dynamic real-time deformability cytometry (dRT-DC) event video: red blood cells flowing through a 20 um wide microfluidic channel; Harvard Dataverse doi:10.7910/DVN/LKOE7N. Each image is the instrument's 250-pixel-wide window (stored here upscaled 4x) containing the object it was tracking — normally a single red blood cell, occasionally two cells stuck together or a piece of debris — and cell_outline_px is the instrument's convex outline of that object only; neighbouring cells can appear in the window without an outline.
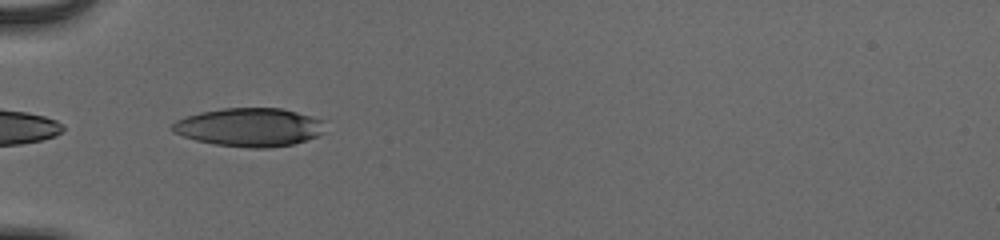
{"species": "human", "species_latin": "Homo sapiens", "temperature_condition": "cold", "stored_images_in_passage": 36, "camera_frame_rate_fps": 3000, "um_per_image_px": 0.085, "donor": {"sex": "male"}, "frame": {"image": 1, "passage_image": 1, "time_ms": 0.0, "image_size_px": [1000, 240], "cell_outline_px": [[324, 132], [316, 136], [292, 144], [268, 148], [248, 148], [216, 144], [196, 140], [172, 132], [172, 124], [176, 120], [200, 112], [224, 108], [280, 108], [312, 116], [324, 120]], "centroid_in_image_um": [21.21, 10.81], "position_along_channel_um": 63.8, "area_um2": 34.04}}
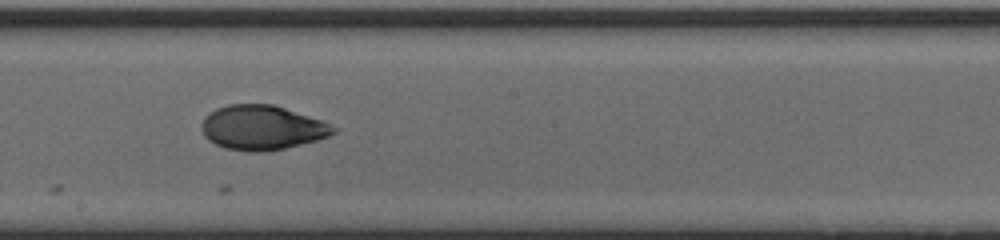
{"frame": {"image": 2, "passage_image": 14, "time_ms": 4.333, "image_size_px": [1000, 240], "cell_outline_px": [[336, 132], [328, 136], [316, 140], [268, 152], [248, 152], [224, 148], [208, 140], [204, 136], [200, 128], [200, 124], [204, 116], [208, 112], [216, 108], [228, 104], [272, 104], [324, 120], [336, 128]], "centroid_in_image_um": [22.23, 10.84], "position_along_channel_um": 226.0, "area_um2": 34.56}}
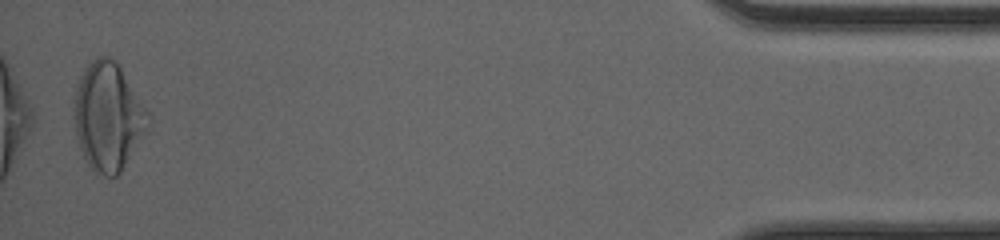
{"frame": {"image": 3, "passage_image": 35, "time_ms": 11.333, "image_size_px": [1000, 240], "cell_outline_px": [[152, 116], [144, 132], [120, 172], [116, 176], [104, 176], [92, 172], [80, 148], [76, 136], [72, 116], [72, 108], [80, 76], [84, 68], [96, 56], [108, 56], [116, 60]], "centroid_in_image_um": [9.15, 9.88], "position_along_channel_um": 426.0, "area_um2": 46.64}, "authors_computed_cell_mechanics": {"area_um2": 34.6222, "velocity_mm_per_s": 3.915, "shape_relaxation_time_tau1_ms": 9.1019, "shape_relaxation_time_tau2_ms": 1.3943, "deformation_change_tau1": 0.2497, "deformation_change_tau2": 0.05}}